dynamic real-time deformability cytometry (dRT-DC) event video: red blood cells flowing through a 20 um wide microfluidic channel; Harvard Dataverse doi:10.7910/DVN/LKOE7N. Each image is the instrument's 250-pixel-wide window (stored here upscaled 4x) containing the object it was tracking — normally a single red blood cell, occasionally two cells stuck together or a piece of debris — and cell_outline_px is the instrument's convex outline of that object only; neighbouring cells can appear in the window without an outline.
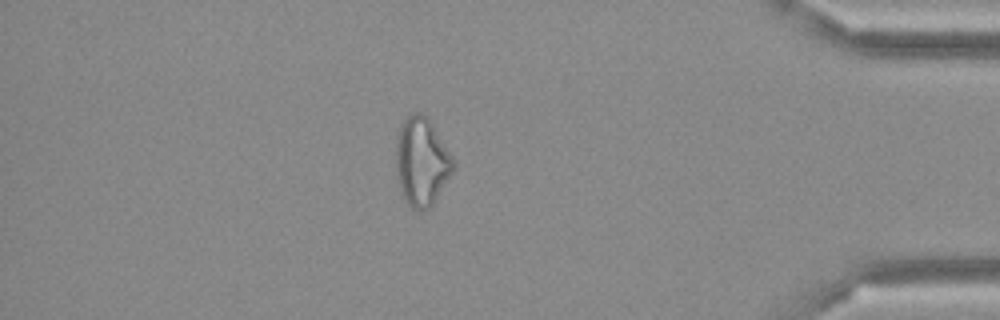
{"species": "Egyptian fruit bat (a non-hibernating species)", "species_latin": "Rousettus aegyptiacus", "temperature_condition": "cold", "stored_images_in_passage": 50, "camera_frame_rate_fps": 3000, "um_per_image_px": 0.085, "frame": {"image": 1, "passage_image": 43, "time_ms": 14.0, "image_size_px": [1000, 320], "cell_outline_px": [[456, 168], [432, 204], [428, 208], [420, 212], [412, 208], [404, 200], [400, 188], [396, 172], [396, 140], [400, 124], [408, 116], [416, 112], [420, 112], [428, 116], [456, 160]], "centroid_in_image_um": [35.86, 13.72], "position_along_channel_um": 399.3, "area_um2": 30.0}}